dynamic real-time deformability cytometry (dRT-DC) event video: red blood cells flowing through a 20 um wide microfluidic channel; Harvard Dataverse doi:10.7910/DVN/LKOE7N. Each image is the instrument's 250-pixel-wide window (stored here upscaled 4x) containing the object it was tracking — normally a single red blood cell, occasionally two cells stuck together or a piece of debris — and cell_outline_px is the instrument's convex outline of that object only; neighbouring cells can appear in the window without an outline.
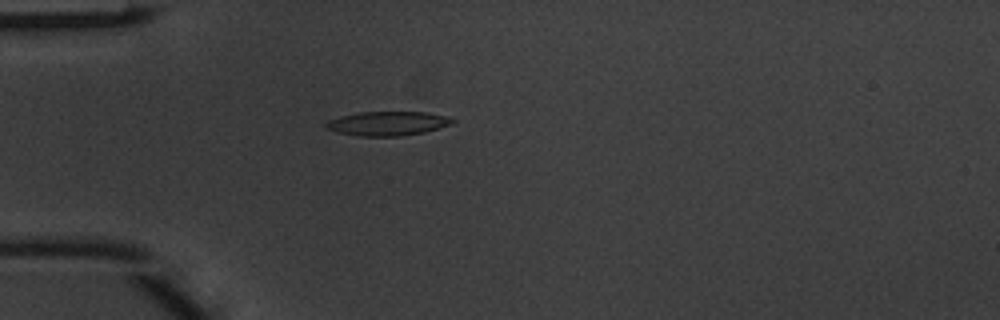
{"species": "common noctule bat (a hibernating species)", "species_latin": "Nyctalus noctula", "temperature_condition": "warm", "stored_images_in_passage": 4, "camera_frame_rate_fps": 3000, "um_per_image_px": 0.085, "animal": {"sex": "male", "body_mass_g": 20.1, "forearm_length_mm": 53.5}, "frame": {"image": 1, "passage_image": 4, "time_ms": 1.0, "image_size_px": [1000, 320], "cell_outline_px": [[456, 120], [452, 124], [424, 132], [400, 136], [360, 136], [336, 132], [324, 128], [324, 124], [328, 120], [340, 116], [360, 112], [428, 112], [448, 116]], "centroid_in_image_um": [32.94, 10.49], "position_along_channel_um": 52.1, "area_um2": 17.92}}